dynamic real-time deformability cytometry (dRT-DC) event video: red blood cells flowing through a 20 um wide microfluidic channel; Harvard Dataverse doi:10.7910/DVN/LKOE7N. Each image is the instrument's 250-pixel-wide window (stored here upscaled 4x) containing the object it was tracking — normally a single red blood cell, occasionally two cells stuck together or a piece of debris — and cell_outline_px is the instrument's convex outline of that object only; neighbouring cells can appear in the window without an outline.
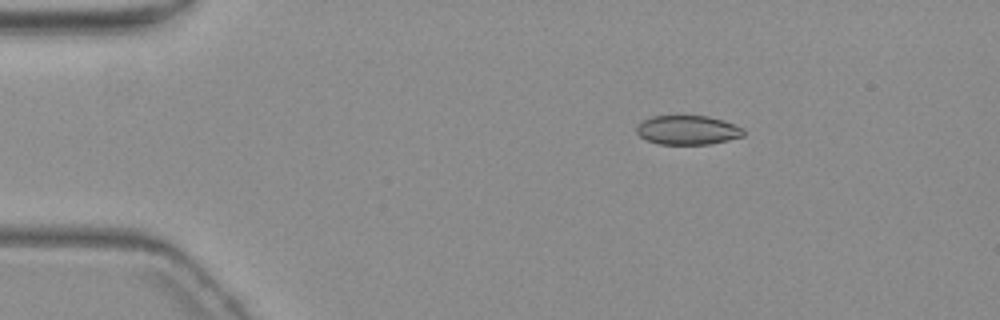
{"species": "common noctule bat (a hibernating species)", "species_latin": "Nyctalus noctula", "temperature_condition": "warm", "stored_images_in_passage": 4, "camera_frame_rate_fps": 3000, "um_per_image_px": 0.085, "animal": {"sex": "female", "body_mass_g": 19.3, "forearm_length_mm": 54.1}, "frame": {"image": 1, "passage_image": 2, "time_ms": 1.0, "image_size_px": [1000, 320], "cell_outline_px": [[744, 136], [728, 140], [708, 144], [656, 144], [640, 136], [636, 132], [636, 128], [644, 120], [652, 116], [708, 116], [724, 120], [744, 128]], "centroid_in_image_um": [58.48, 11.05], "position_along_channel_um": 26.5, "area_um2": 18.15}}